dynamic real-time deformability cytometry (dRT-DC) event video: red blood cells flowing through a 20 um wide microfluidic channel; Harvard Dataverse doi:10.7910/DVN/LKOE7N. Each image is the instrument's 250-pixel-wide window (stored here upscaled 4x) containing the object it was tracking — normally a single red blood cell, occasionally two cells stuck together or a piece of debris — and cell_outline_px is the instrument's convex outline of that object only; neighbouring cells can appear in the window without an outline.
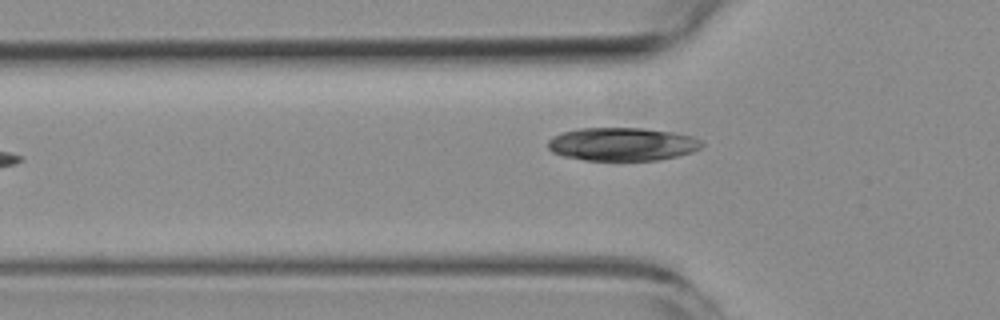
{"species": "common noctule bat (a hibernating species)", "species_latin": "Nyctalus noctula", "temperature_condition": "room temperature", "stored_images_in_passage": 5, "camera_frame_rate_fps": 3000, "um_per_image_px": 0.085, "animal": {"sex": "female", "body_mass_g": 19.3, "forearm_length_mm": 54.1}, "frame": {"image": 1, "passage_image": 5, "time_ms": 4.667, "image_size_px": [1000, 320], "cell_outline_px": [[704, 144], [700, 148], [692, 152], [660, 160], [584, 160], [564, 156], [552, 152], [548, 148], [548, 140], [552, 136], [564, 132], [580, 128], [644, 128], [672, 132], [692, 136], [700, 140]], "centroid_in_image_um": [52.89, 12.25], "position_along_channel_um": 72.9, "area_um2": 29.77}}